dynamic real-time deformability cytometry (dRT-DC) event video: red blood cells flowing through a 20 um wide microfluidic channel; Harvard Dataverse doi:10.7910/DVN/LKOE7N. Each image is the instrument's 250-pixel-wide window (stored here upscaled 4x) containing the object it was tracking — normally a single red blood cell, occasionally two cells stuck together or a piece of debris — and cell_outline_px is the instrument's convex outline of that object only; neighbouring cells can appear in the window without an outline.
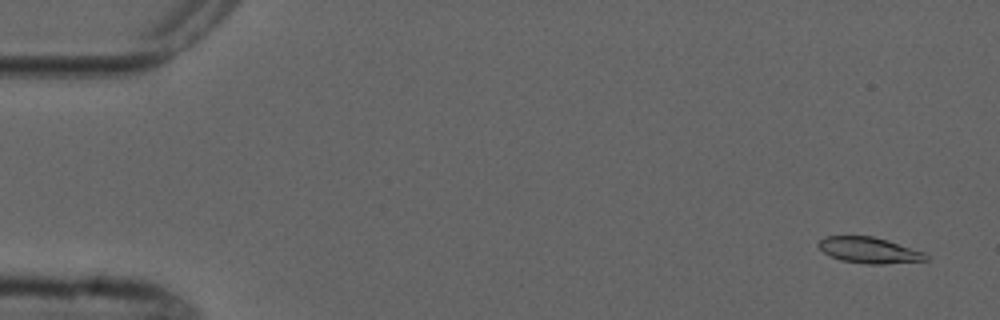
{"species": "common noctule bat (a hibernating species)", "species_latin": "Nyctalus noctula", "temperature_condition": "cold", "stored_images_in_passage": 6, "camera_frame_rate_fps": 3000, "um_per_image_px": 0.085, "animal": {"sex": "male", "forearm_length_mm": 52.5}, "frame": {"image": 1, "passage_image": 1, "time_ms": 0.0, "image_size_px": [1000, 320], "cell_outline_px": [[928, 260], [884, 264], [868, 264], [840, 260], [824, 252], [816, 244], [824, 236], [872, 236], [888, 240], [924, 252], [928, 256]], "centroid_in_image_um": [73.88, 21.26], "position_along_channel_um": 11.1, "area_um2": 16.18}}
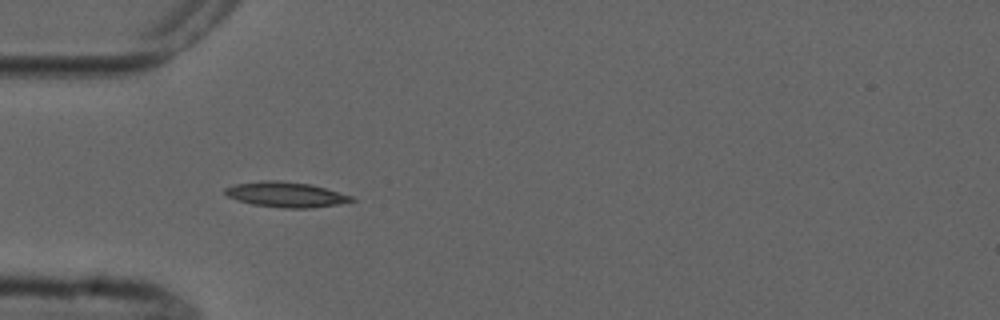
{"frame": {"image": 2, "passage_image": 5, "time_ms": 4.667, "image_size_px": [1000, 320], "cell_outline_px": [[356, 200], [336, 204], [312, 208], [280, 208], [252, 204], [236, 200], [228, 196], [224, 192], [224, 188], [236, 184], [264, 180], [280, 180], [312, 184], [352, 196]], "centroid_in_image_um": [24.28, 16.53], "position_along_channel_um": 60.7, "area_um2": 18.61}}
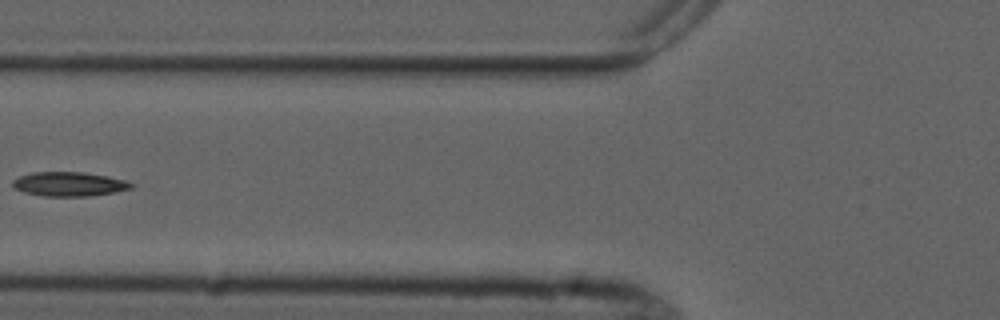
{"frame": {"image": 3, "passage_image": 6, "time_ms": 6.333, "image_size_px": [1000, 320], "cell_outline_px": [[136, 184], [132, 188], [116, 192], [88, 196], [40, 196], [24, 192], [12, 188], [12, 180], [20, 176], [32, 172], [84, 172], [108, 176], [124, 180]], "centroid_in_image_um": [5.86, 15.65], "position_along_channel_um": 119.9, "area_um2": 16.94}}